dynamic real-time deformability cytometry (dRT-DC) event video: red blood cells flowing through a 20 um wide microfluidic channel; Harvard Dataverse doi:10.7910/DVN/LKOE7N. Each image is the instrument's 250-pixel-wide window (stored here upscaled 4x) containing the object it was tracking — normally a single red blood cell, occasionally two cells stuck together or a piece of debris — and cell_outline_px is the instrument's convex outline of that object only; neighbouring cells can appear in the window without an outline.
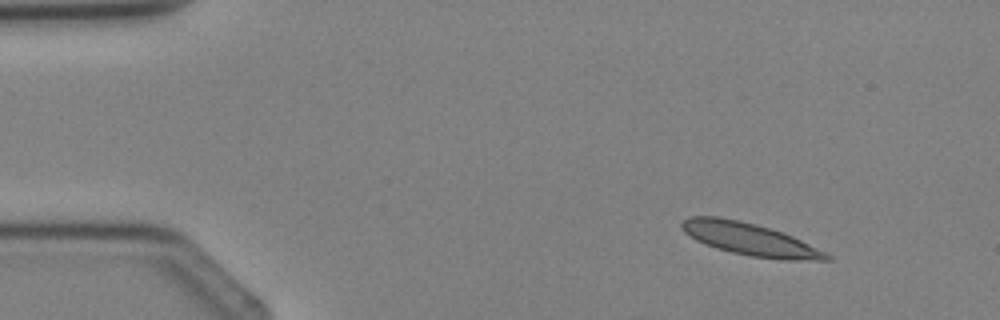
{"species": "Egyptian fruit bat (a non-hibernating species)", "species_latin": "Rousettus aegyptiacus", "temperature_condition": "cold", "stored_images_in_passage": 4, "camera_frame_rate_fps": 3000, "um_per_image_px": 0.085, "animal": {"sex": "female"}, "frame": {"image": 1, "passage_image": 2, "time_ms": 1.0, "image_size_px": [1000, 320], "cell_outline_px": [[832, 260], [784, 260], [752, 256], [732, 252], [716, 248], [704, 244], [696, 240], [684, 232], [680, 228], [680, 224], [688, 216], [720, 216], [740, 220], [756, 224], [792, 236], [828, 252], [832, 256]], "centroid_in_image_um": [63.74, 20.33], "position_along_channel_um": 21.3, "area_um2": 27.4}}
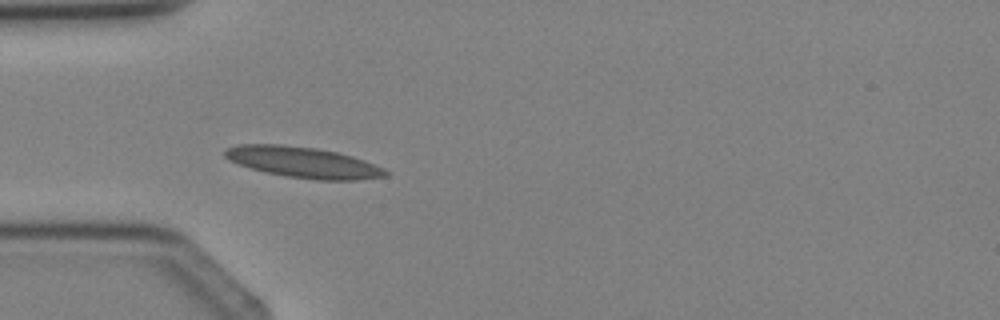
{"frame": {"image": 2, "passage_image": 4, "time_ms": 3.333, "image_size_px": [1000, 320], "cell_outline_px": [[388, 176], [356, 180], [316, 180], [288, 176], [264, 172], [228, 160], [224, 156], [224, 148], [236, 144], [280, 144], [316, 148], [336, 152], [352, 156], [364, 160], [384, 168], [388, 172]], "centroid_in_image_um": [25.75, 13.79], "position_along_channel_um": 59.3, "area_um2": 28.9}}